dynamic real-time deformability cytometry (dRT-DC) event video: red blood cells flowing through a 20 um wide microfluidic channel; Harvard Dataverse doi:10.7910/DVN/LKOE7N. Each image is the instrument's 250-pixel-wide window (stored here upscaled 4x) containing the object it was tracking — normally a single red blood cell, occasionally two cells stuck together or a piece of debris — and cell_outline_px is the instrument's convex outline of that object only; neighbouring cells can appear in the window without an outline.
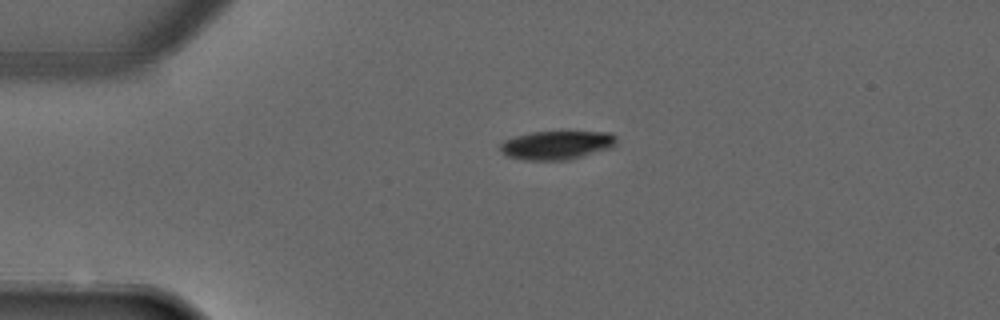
{"species": "common noctule bat (a hibernating species)", "species_latin": "Nyctalus noctula", "temperature_condition": "warm", "stored_images_in_passage": 5, "camera_frame_rate_fps": 3000, "um_per_image_px": 0.085, "animal": {"sex": "male", "forearm_length_mm": 52.5}, "frame": {"image": 1, "passage_image": 5, "time_ms": 5.0, "image_size_px": [1000, 320], "cell_outline_px": [[616, 144], [612, 148], [568, 160], [524, 160], [508, 156], [500, 148], [500, 144], [504, 140], [516, 136], [532, 132], [612, 132], [616, 136]], "centroid_in_image_um": [47.36, 12.33], "position_along_channel_um": 37.6, "area_um2": 19.36}}